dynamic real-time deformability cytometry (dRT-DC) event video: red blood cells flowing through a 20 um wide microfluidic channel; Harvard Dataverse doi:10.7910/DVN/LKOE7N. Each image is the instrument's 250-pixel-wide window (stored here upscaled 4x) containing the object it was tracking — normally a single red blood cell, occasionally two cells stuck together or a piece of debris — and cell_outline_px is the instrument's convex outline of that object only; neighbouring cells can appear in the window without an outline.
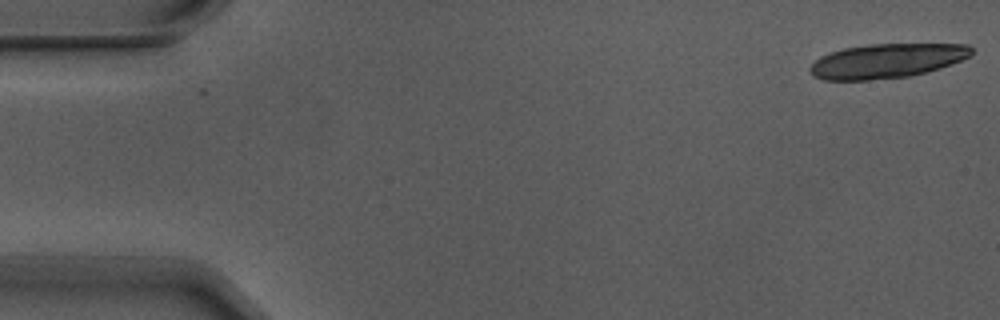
{"species": "Egyptian fruit bat (a non-hibernating species)", "species_latin": "Rousettus aegyptiacus", "temperature_condition": "warm", "stored_images_in_passage": 2, "camera_frame_rate_fps": 3000, "um_per_image_px": 0.085, "animal": {"sex": "male"}, "frame": {"image": 1, "passage_image": 2, "time_ms": 0.333, "image_size_px": [1000, 320], "cell_outline_px": [[972, 56], [940, 68], [912, 76], [868, 80], [824, 80], [816, 76], [808, 68], [820, 56], [844, 48], [868, 44], [968, 44], [972, 48]], "centroid_in_image_um": [75.41, 5.17], "position_along_channel_um": 9.6, "area_um2": 32.31}}